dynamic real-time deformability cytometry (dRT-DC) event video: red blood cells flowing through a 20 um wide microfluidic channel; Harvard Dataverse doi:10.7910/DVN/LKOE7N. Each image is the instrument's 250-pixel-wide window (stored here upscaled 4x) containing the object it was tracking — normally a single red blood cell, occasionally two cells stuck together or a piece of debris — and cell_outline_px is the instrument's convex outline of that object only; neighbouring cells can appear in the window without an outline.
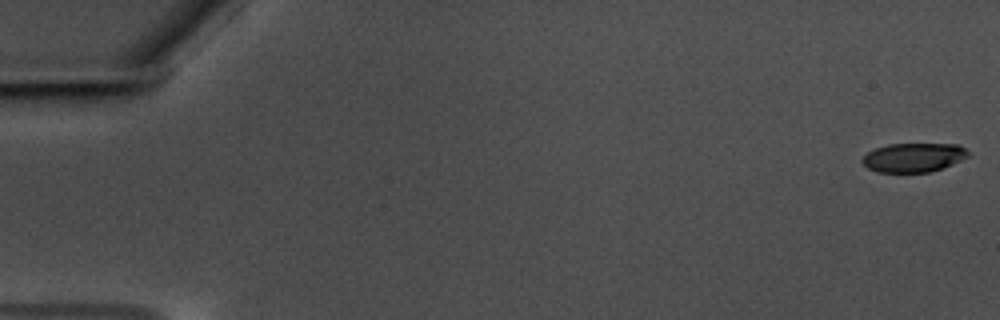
{"species": "common noctule bat (a hibernating species)", "species_latin": "Nyctalus noctula", "temperature_condition": "warm", "stored_images_in_passage": 59, "camera_frame_rate_fps": 3000, "um_per_image_px": 0.085, "animal": {"sex": "male", "body_mass_g": 17.5, "forearm_length_mm": 52.3}, "frame": {"image": 1, "passage_image": 1, "time_ms": 0.0, "image_size_px": [1000, 320], "cell_outline_px": [[972, 152], [968, 156], [952, 164], [928, 172], [880, 172], [868, 168], [860, 160], [868, 152], [876, 148], [888, 144], [956, 144]], "centroid_in_image_um": [77.65, 13.38], "position_along_channel_um": 7.3, "area_um2": 17.74}}
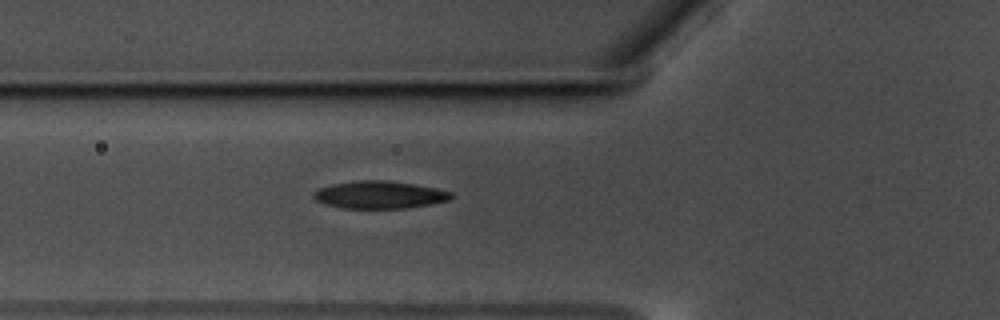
{"frame": {"image": 2, "passage_image": 22, "time_ms": 7.0, "image_size_px": [1000, 320], "cell_outline_px": [[452, 196], [448, 200], [428, 204], [404, 208], [344, 208], [324, 204], [316, 200], [312, 196], [312, 192], [320, 188], [332, 184], [356, 180], [384, 180], [412, 184], [436, 188], [452, 192]], "centroid_in_image_um": [32.2, 16.55], "position_along_channel_um": 93.6, "area_um2": 21.85}}
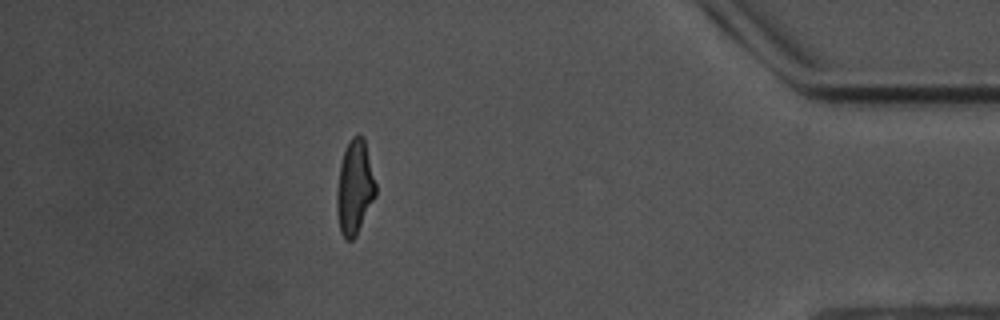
{"frame": {"image": 3, "passage_image": 52, "time_ms": 17.0, "image_size_px": [1000, 320], "cell_outline_px": [[376, 196], [356, 236], [352, 240], [344, 240], [340, 232], [336, 208], [336, 192], [340, 164], [344, 152], [352, 136], [364, 136], [376, 184]], "centroid_in_image_um": [30.14, 15.97], "position_along_channel_um": 405.1, "area_um2": 21.44}, "authors_computed_cell_mechanics": {"area_um2": 21.2126, "velocity_mm_per_s": 3.5455, "shape_relaxation_time_tau1_ms": 4.1716, "shape_relaxation_time_tau2_ms": 1.9042, "deformation_change_tau1": 0.1624, "deformation_change_tau2": 0.0804}}